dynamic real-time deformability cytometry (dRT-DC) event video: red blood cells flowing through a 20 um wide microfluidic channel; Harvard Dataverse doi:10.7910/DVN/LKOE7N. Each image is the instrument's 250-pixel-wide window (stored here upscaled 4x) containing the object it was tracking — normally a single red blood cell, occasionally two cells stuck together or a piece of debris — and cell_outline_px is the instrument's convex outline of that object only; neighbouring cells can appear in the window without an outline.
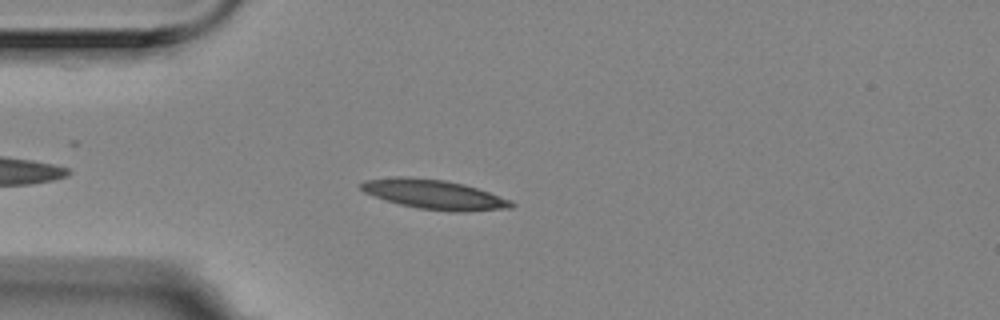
{"species": "Egyptian fruit bat (a non-hibernating species)", "species_latin": "Rousettus aegyptiacus", "temperature_condition": "room temperature", "stored_images_in_passage": 4, "camera_frame_rate_fps": 3000, "um_per_image_px": 0.085, "animal": {"sex": "female"}, "frame": {"image": 1, "passage_image": 4, "time_ms": 1.0, "image_size_px": [1000, 320], "cell_outline_px": [[516, 204], [512, 208], [468, 212], [448, 212], [420, 208], [400, 204], [364, 192], [360, 188], [360, 184], [364, 180], [396, 176], [408, 176], [444, 180], [464, 184], [512, 200]], "centroid_in_image_um": [36.95, 16.53], "position_along_channel_um": 48.1, "area_um2": 25.89}}